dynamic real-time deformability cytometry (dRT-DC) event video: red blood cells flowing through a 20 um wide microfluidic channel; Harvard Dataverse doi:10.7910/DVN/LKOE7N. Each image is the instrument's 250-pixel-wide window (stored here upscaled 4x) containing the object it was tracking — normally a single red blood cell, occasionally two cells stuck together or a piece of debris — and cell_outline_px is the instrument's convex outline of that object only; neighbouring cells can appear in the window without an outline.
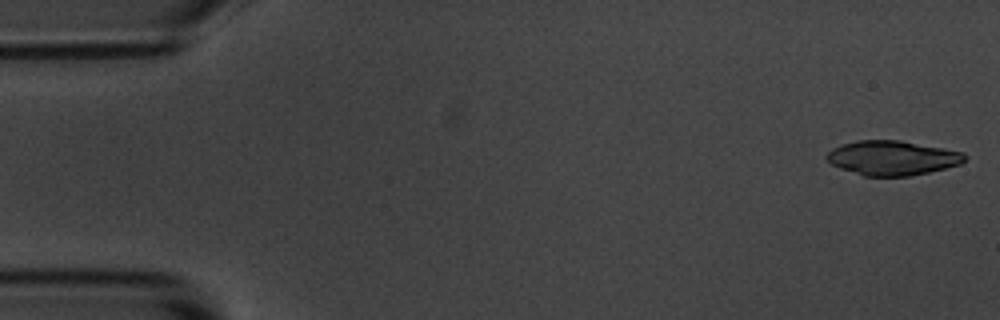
{"species": "common noctule bat (a hibernating species)", "species_latin": "Nyctalus noctula", "temperature_condition": "room temperature", "stored_images_in_passage": 5, "camera_frame_rate_fps": 3000, "um_per_image_px": 0.085, "animal": {"sex": "male", "body_mass_g": 20.1, "forearm_length_mm": 53.5}, "frame": {"image": 1, "passage_image": 1, "time_ms": 0.0, "image_size_px": [1000, 320], "cell_outline_px": [[968, 156], [960, 164], [928, 172], [908, 176], [864, 176], [840, 168], [832, 164], [824, 156], [832, 148], [840, 144], [856, 140], [900, 140], [944, 148], [964, 152]], "centroid_in_image_um": [75.83, 13.41], "position_along_channel_um": 9.2, "area_um2": 27.8}}